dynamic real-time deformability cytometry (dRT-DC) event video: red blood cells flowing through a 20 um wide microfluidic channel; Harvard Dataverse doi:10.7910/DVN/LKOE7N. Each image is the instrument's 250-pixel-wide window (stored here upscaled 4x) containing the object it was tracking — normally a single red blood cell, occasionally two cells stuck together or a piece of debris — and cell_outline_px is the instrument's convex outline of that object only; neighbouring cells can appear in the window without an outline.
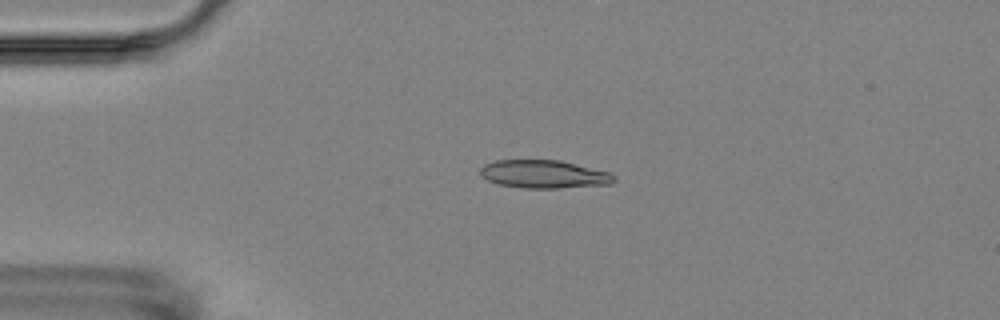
{"species": "Egyptian fruit bat (a non-hibernating species)", "species_latin": "Rousettus aegyptiacus", "temperature_condition": "room temperature", "stored_images_in_passage": 5, "camera_frame_rate_fps": 3000, "um_per_image_px": 0.085, "animal": {"sex": "female"}, "frame": {"image": 1, "passage_image": 4, "time_ms": 3.333, "image_size_px": [1000, 320], "cell_outline_px": [[616, 180], [612, 184], [556, 188], [524, 188], [500, 184], [488, 180], [480, 176], [480, 168], [484, 164], [496, 160], [560, 160], [608, 172], [616, 176]], "centroid_in_image_um": [46.23, 14.8], "position_along_channel_um": 38.8, "area_um2": 21.85}}